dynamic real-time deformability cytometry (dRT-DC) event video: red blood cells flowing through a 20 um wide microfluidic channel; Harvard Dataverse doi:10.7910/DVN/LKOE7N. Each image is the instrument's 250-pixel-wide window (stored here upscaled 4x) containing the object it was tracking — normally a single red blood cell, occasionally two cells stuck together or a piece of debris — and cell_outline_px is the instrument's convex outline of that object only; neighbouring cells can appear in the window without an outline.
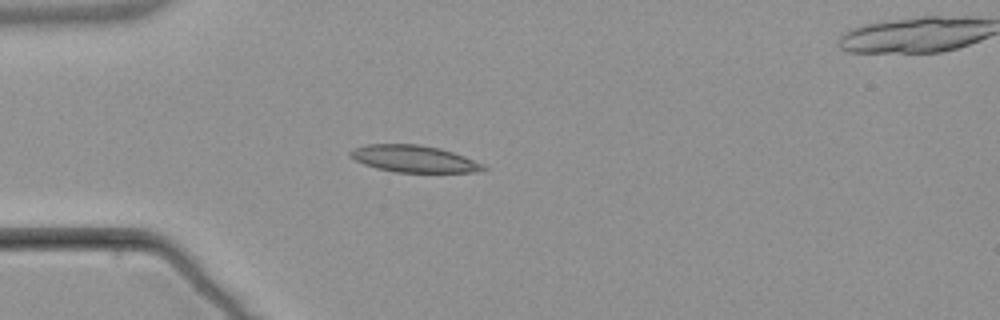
{"species": "common noctule bat (a hibernating species)", "species_latin": "Nyctalus noctula", "temperature_condition": "warm", "stored_images_in_passage": 6, "camera_frame_rate_fps": 3000, "um_per_image_px": 0.085, "animal": {"sex": "male", "body_mass_g": 21.5, "forearm_length_mm": 52.0}, "frame": {"image": 1, "passage_image": 5, "time_ms": 5.0, "image_size_px": [1000, 320], "cell_outline_px": [[488, 168], [472, 172], [396, 172], [376, 168], [364, 164], [348, 156], [348, 152], [352, 148], [368, 144], [420, 144], [440, 148], [464, 156]], "centroid_in_image_um": [35.1, 13.49], "position_along_channel_um": 49.9, "area_um2": 20.69}}